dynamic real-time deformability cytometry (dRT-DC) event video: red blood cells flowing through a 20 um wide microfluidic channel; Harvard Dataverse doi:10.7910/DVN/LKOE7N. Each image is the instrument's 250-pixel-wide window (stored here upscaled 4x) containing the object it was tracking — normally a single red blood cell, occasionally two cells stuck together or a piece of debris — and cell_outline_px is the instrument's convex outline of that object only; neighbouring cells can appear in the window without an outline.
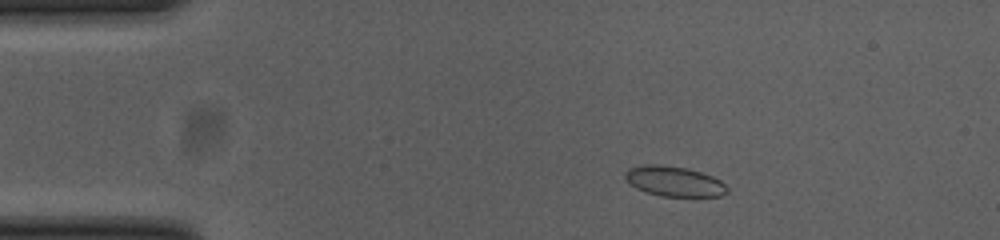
{"species": "common noctule bat (a hibernating species)", "species_latin": "Nyctalus noctula", "temperature_condition": "cold", "stored_images_in_passage": 53, "camera_frame_rate_fps": 3000, "um_per_image_px": 0.085, "animal": {"sex": "female", "body_mass_g": 23.0, "forearm_length_mm": 53.4}, "frame": {"image": 1, "passage_image": 7, "time_ms": 2.0, "image_size_px": [1000, 240], "cell_outline_px": [[728, 192], [720, 196], [660, 196], [636, 188], [624, 176], [624, 172], [628, 168], [648, 164], [660, 164], [688, 168], [712, 176], [720, 180], [728, 188]], "centroid_in_image_um": [57.31, 15.4], "position_along_channel_um": 27.7, "area_um2": 17.8}}
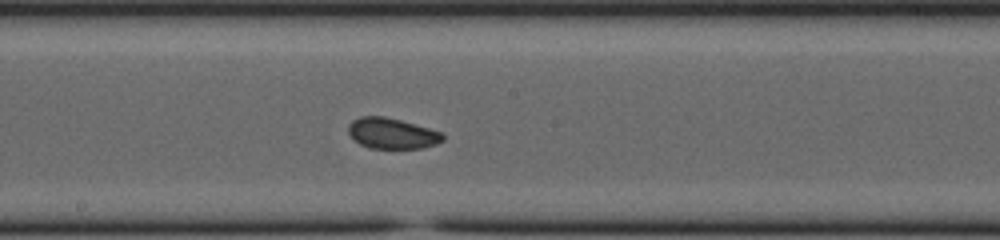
{"frame": {"image": 2, "passage_image": 27, "time_ms": 8.667, "image_size_px": [1000, 240], "cell_outline_px": [[444, 140], [436, 144], [420, 148], [368, 148], [360, 144], [348, 132], [348, 124], [352, 120], [360, 116], [384, 116], [400, 120], [444, 132]], "centroid_in_image_um": [33.33, 11.33], "position_along_channel_um": 214.9, "area_um2": 16.94}}
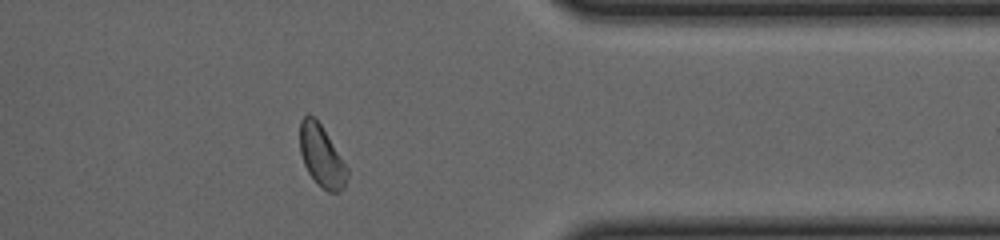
{"frame": {"image": 3, "passage_image": 42, "time_ms": 13.667, "image_size_px": [1000, 240], "cell_outline_px": [[348, 176], [344, 188], [340, 192], [328, 192], [308, 172], [304, 164], [300, 152], [300, 120], [308, 112], [316, 116], [348, 168]], "centroid_in_image_um": [27.33, 13.21], "position_along_channel_um": 384.1, "area_um2": 16.99}, "authors_computed_cell_mechanics": {"area_um2": 17.4556, "velocity_mm_per_s": 3.6908, "shape_relaxation_time_tau1_ms": 7.2297, "shape_relaxation_time_tau2_ms": 1.1801, "deformation_change_tau1": 0.0913, "deformation_change_tau2": 0.0459}}